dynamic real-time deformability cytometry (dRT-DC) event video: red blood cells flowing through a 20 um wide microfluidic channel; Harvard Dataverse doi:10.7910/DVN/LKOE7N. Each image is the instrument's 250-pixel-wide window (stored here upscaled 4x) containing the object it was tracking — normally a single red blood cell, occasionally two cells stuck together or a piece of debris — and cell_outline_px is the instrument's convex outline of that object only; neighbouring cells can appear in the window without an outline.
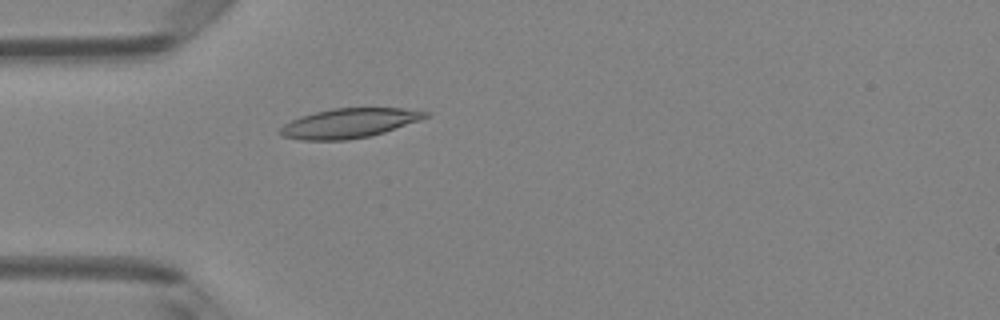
{"species": "Egyptian fruit bat (a non-hibernating species)", "species_latin": "Rousettus aegyptiacus", "temperature_condition": "room temperature", "stored_images_in_passage": 5, "camera_frame_rate_fps": 3000, "um_per_image_px": 0.085, "animal": {"sex": "female"}, "frame": {"image": 1, "passage_image": 5, "time_ms": 1.333, "image_size_px": [1000, 320], "cell_outline_px": [[432, 112], [428, 116], [420, 120], [384, 132], [368, 136], [348, 140], [300, 140], [280, 136], [276, 132], [284, 124], [300, 116], [332, 108], [404, 108]], "centroid_in_image_um": [29.65, 10.47], "position_along_channel_um": 55.4, "area_um2": 25.09}}